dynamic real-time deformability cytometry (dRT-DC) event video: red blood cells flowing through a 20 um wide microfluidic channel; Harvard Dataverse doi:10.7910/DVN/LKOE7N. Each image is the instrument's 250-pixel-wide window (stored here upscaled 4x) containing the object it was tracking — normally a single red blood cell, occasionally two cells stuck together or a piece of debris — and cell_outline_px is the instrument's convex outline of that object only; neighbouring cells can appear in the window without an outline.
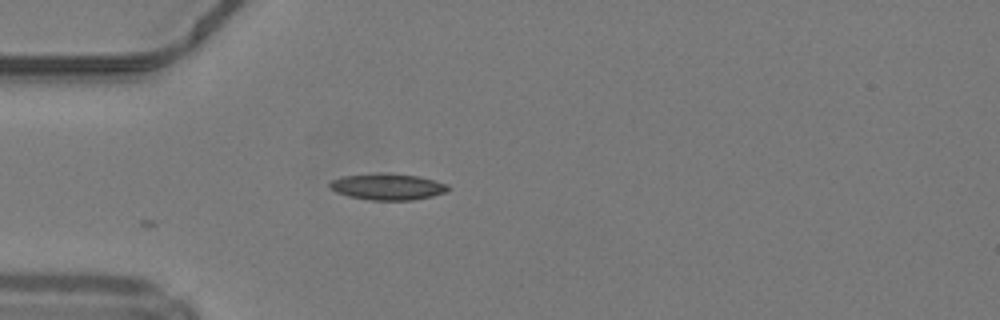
{"species": "common noctule bat (a hibernating species)", "species_latin": "Nyctalus noctula", "temperature_condition": "warm", "stored_images_in_passage": 5, "camera_frame_rate_fps": 3000, "um_per_image_px": 0.085, "animal": {"sex": "male", "body_mass_g": 19.2, "forearm_length_mm": 51.8}, "frame": {"image": 1, "passage_image": 1, "time_ms": 0.0, "image_size_px": [1000, 320], "cell_outline_px": [[452, 188], [448, 192], [432, 196], [412, 200], [372, 200], [348, 196], [336, 192], [328, 184], [332, 180], [344, 176], [380, 172], [388, 172], [420, 176], [448, 184]], "centroid_in_image_um": [33.01, 15.86], "position_along_channel_um": 52.0, "area_um2": 18.44}}
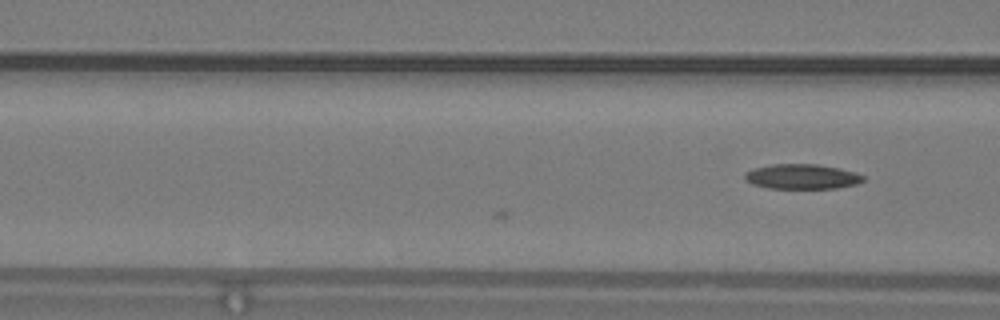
{"frame": {"image": 2, "passage_image": 5, "time_ms": 1.333, "image_size_px": [1000, 320], "cell_outline_px": [[864, 180], [856, 184], [836, 188], [768, 188], [752, 184], [744, 176], [752, 168], [772, 164], [816, 164], [840, 168], [856, 172], [864, 176]], "centroid_in_image_um": [68.19, 15.0], "position_along_channel_um": 98.4, "area_um2": 17.11}}